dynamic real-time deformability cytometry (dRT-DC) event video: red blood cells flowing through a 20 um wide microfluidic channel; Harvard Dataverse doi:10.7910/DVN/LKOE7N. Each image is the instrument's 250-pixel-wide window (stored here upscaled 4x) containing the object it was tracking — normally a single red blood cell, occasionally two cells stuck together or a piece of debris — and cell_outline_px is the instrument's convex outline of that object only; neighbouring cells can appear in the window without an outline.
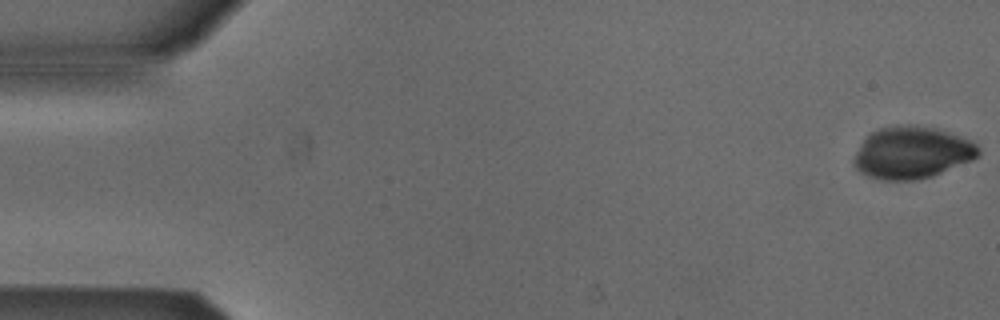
{"species": "Egyptian fruit bat (a non-hibernating species)", "species_latin": "Rousettus aegyptiacus", "temperature_condition": "cold", "stored_images_in_passage": 52, "camera_frame_rate_fps": 3000, "um_per_image_px": 0.085, "animal": {"sex": "male"}, "frame": {"image": 1, "passage_image": 1, "time_ms": 0.0, "image_size_px": [1000, 320], "cell_outline_px": [[980, 152], [972, 160], [932, 176], [916, 180], [880, 180], [868, 176], [860, 172], [852, 164], [852, 160], [860, 144], [868, 132], [880, 128], [896, 124], [916, 124], [936, 128], [972, 140], [980, 148]], "centroid_in_image_um": [77.48, 12.95], "position_along_channel_um": 7.5, "area_um2": 38.26}}
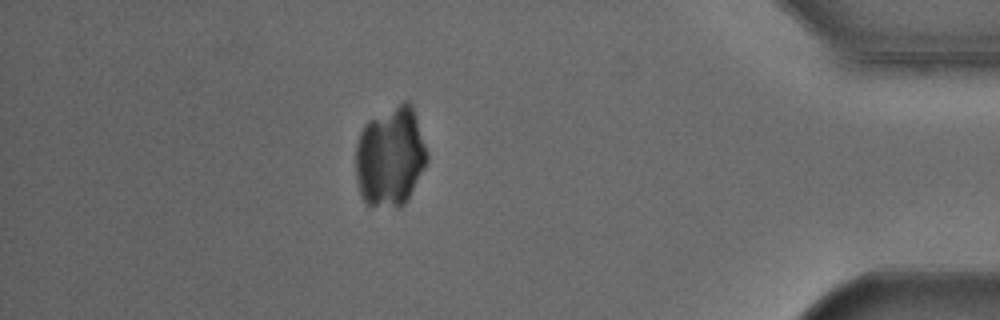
{"frame": {"image": 2, "passage_image": 46, "time_ms": 15.0, "image_size_px": [1000, 320], "cell_outline_px": [[428, 160], [408, 200], [400, 208], [368, 208], [360, 192], [356, 180], [356, 144], [360, 132], [364, 124], [368, 120], [404, 100], [408, 100], [412, 104], [416, 116], [428, 156]], "centroid_in_image_um": [33.16, 13.35], "position_along_channel_um": 402.0, "area_um2": 42.19}}